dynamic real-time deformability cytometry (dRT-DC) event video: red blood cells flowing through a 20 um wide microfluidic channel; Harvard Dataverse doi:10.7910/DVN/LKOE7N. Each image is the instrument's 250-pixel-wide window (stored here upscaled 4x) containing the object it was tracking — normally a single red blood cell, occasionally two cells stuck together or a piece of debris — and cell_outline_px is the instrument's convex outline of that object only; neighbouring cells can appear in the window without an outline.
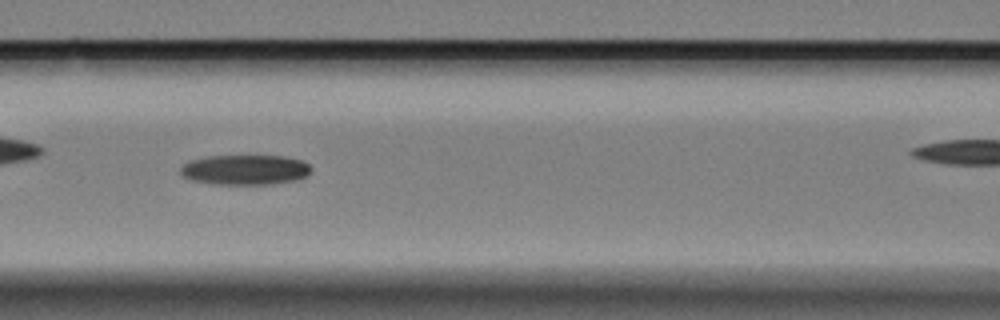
{"species": "Egyptian fruit bat (a non-hibernating species)", "species_latin": "Rousettus aegyptiacus", "temperature_condition": "cold", "stored_images_in_passage": 25, "camera_frame_rate_fps": 3000, "um_per_image_px": 0.085, "animal": {"sex": "female"}, "frame": {"image": 1, "passage_image": 15, "time_ms": 4.667, "image_size_px": [1000, 320], "cell_outline_px": [[312, 168], [308, 176], [296, 180], [272, 184], [212, 184], [192, 180], [180, 176], [180, 168], [184, 164], [192, 160], [208, 156], [284, 156], [300, 160], [308, 164]], "centroid_in_image_um": [20.83, 14.44], "position_along_channel_um": 145.8, "area_um2": 22.95}}
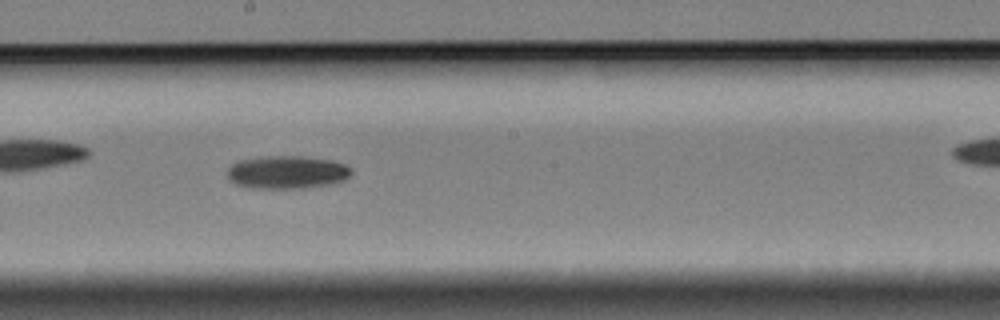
{"frame": {"image": 2, "passage_image": 22, "time_ms": 7.0, "image_size_px": [1000, 320], "cell_outline_px": [[352, 172], [344, 180], [332, 184], [304, 188], [252, 188], [236, 184], [228, 176], [228, 168], [232, 164], [240, 160], [268, 156], [300, 156], [332, 160], [344, 164], [352, 168]], "centroid_in_image_um": [24.43, 14.64], "position_along_channel_um": 223.8, "area_um2": 23.76}}